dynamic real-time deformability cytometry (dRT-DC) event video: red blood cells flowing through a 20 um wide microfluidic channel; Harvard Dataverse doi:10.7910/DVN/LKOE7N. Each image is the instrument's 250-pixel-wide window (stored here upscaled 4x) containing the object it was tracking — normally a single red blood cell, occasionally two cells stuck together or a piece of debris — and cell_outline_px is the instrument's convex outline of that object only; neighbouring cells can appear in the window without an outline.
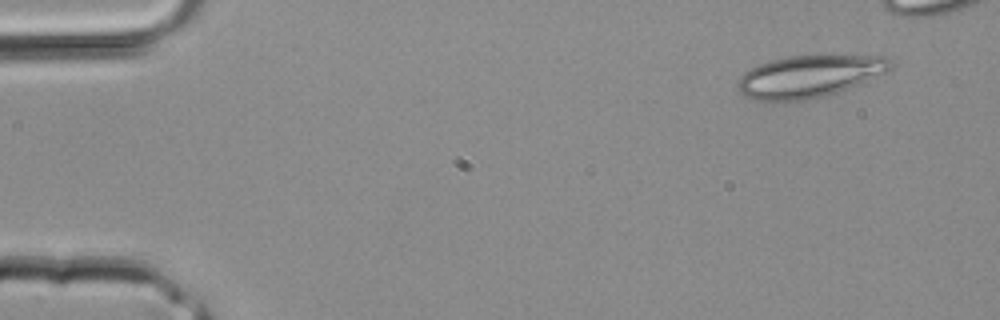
{"species": "common noctule bat (a hibernating species)", "species_latin": "Nyctalus noctula", "temperature_condition": "room temperature", "stored_images_in_passage": 2, "camera_frame_rate_fps": 3000, "um_per_image_px": 0.085, "animal": {"sex": "male", "body_mass_g": 20.4}, "frame": {"image": 1, "passage_image": 2, "time_ms": 0.333, "image_size_px": [1000, 320], "cell_outline_px": [[892, 68], [860, 84], [824, 96], [788, 104], [772, 104], [756, 100], [744, 96], [740, 92], [736, 84], [736, 80], [744, 72], [760, 64], [772, 60], [788, 56], [888, 56], [892, 60]], "centroid_in_image_um": [68.71, 6.54], "position_along_channel_um": 16.3, "area_um2": 38.09}}